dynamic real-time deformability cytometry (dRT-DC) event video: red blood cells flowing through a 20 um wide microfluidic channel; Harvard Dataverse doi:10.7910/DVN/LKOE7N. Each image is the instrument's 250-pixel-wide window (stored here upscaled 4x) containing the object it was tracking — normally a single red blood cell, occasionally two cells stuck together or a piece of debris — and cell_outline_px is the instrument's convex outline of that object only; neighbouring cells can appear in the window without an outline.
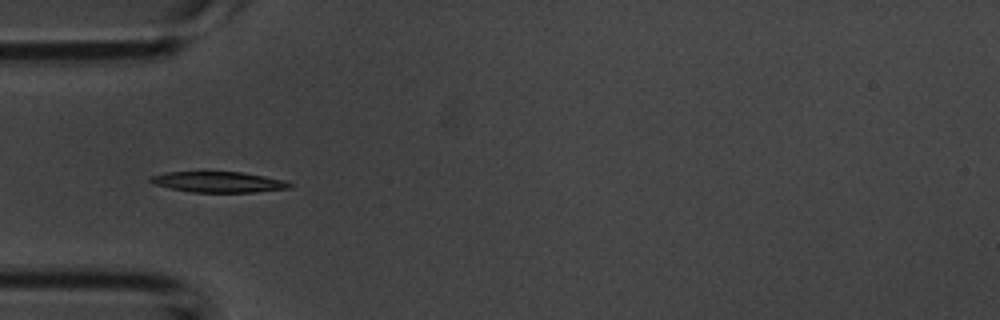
{"species": "common noctule bat (a hibernating species)", "species_latin": "Nyctalus noctula", "temperature_condition": "room temperature", "stored_images_in_passage": 40, "camera_frame_rate_fps": 3000, "um_per_image_px": 0.085, "animal": {"sex": "male", "body_mass_g": 20.1, "forearm_length_mm": 53.5}, "frame": {"image": 1, "passage_image": 3, "time_ms": 0.667, "image_size_px": [1000, 320], "cell_outline_px": [[292, 184], [284, 188], [252, 192], [196, 192], [172, 188], [148, 180], [152, 176], [168, 172], [240, 172], [280, 180]], "centroid_in_image_um": [18.52, 15.46], "position_along_channel_um": 66.5, "area_um2": 15.84}}
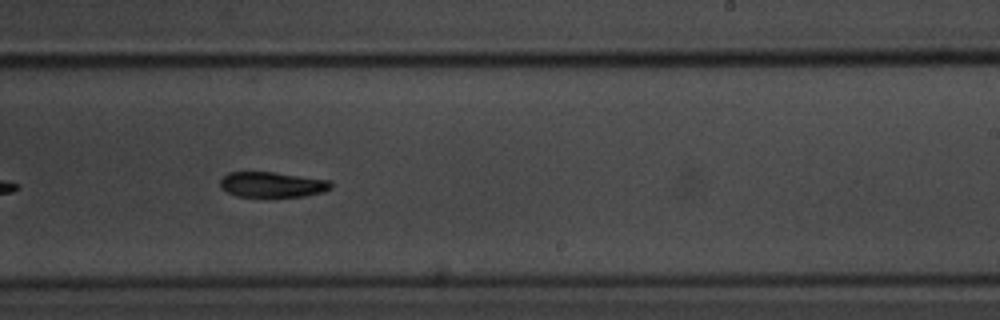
{"frame": {"image": 2, "passage_image": 19, "time_ms": 6.0, "image_size_px": [1000, 320], "cell_outline_px": [[332, 184], [328, 188], [320, 192], [300, 196], [240, 196], [228, 192], [220, 184], [220, 180], [224, 176], [232, 172], [272, 172], [328, 180]], "centroid_in_image_um": [23.1, 15.67], "position_along_channel_um": 265.9, "area_um2": 15.66}}
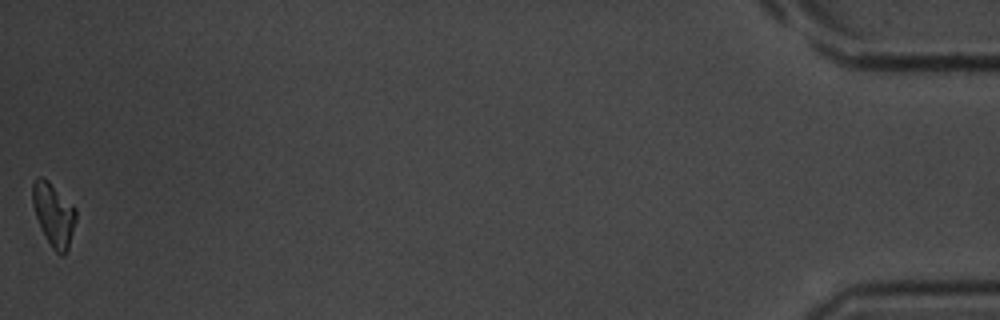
{"frame": {"image": 3, "passage_image": 40, "time_ms": 13.0, "image_size_px": [1000, 320], "cell_outline_px": [[76, 220], [68, 248], [64, 252], [56, 252], [52, 248], [36, 216], [32, 200], [32, 184], [36, 180], [44, 180], [76, 208]], "centroid_in_image_um": [4.58, 18.28], "position_along_channel_um": 430.6, "area_um2": 14.85}, "authors_computed_cell_mechanics": {"area_um2": 15.8661, "velocity_mm_per_s": 3.7505, "shape_relaxation_time_tau1_ms": 1.5282, "shape_relaxation_time_tau2_ms": null, "deformation_change_tau1": 0.1101, "deformation_change_tau2": null}}